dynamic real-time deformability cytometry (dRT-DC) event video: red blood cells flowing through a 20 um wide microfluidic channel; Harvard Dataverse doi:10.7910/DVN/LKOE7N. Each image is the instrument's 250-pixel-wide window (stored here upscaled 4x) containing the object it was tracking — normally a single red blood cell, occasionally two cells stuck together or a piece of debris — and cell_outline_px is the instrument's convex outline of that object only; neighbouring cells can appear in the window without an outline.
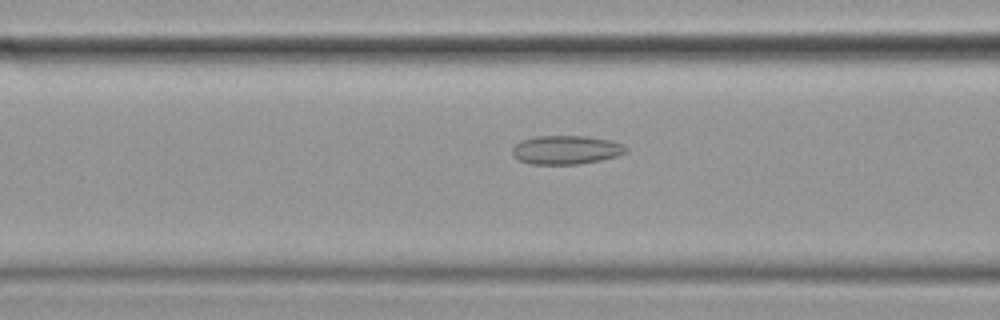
{"species": "common noctule bat (a hibernating species)", "species_latin": "Nyctalus noctula", "temperature_condition": "cold", "stored_images_in_passage": 41, "camera_frame_rate_fps": 3000, "um_per_image_px": 0.085, "animal": {"sex": "female", "body_mass_g": 19.9}, "frame": {"image": 1, "passage_image": 18, "time_ms": 5.667, "image_size_px": [1000, 320], "cell_outline_px": [[628, 152], [616, 156], [600, 160], [576, 164], [532, 164], [520, 160], [512, 152], [512, 148], [520, 140], [536, 136], [588, 136], [612, 140], [624, 144], [628, 148]], "centroid_in_image_um": [48.16, 12.72], "position_along_channel_um": 118.4, "area_um2": 19.07}}
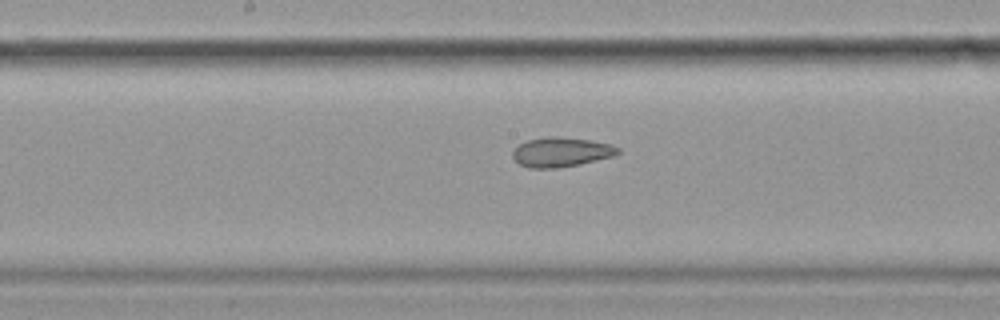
{"frame": {"image": 2, "passage_image": 25, "time_ms": 8.0, "image_size_px": [1000, 320], "cell_outline_px": [[620, 152], [616, 156], [580, 164], [556, 168], [528, 168], [520, 164], [512, 156], [512, 152], [520, 144], [528, 140], [548, 136], [556, 136], [592, 140], [612, 144], [620, 148]], "centroid_in_image_um": [47.75, 12.92], "position_along_channel_um": 200.4, "area_um2": 18.26}}
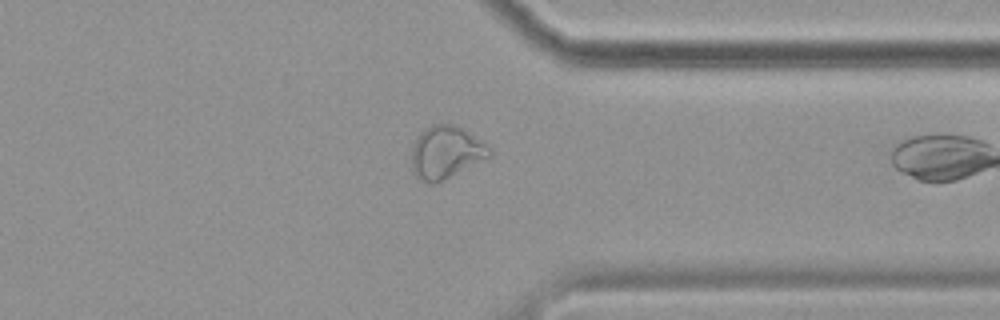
{"frame": {"image": 3, "passage_image": 40, "time_ms": 13.0, "image_size_px": [1000, 320], "cell_outline_px": [[492, 156], [444, 180], [432, 184], [416, 180], [412, 172], [412, 148], [420, 132], [424, 128], [432, 124], [452, 124], [484, 140], [492, 148]], "centroid_in_image_um": [37.92, 12.97], "position_along_channel_um": 373.5, "area_um2": 24.28}}